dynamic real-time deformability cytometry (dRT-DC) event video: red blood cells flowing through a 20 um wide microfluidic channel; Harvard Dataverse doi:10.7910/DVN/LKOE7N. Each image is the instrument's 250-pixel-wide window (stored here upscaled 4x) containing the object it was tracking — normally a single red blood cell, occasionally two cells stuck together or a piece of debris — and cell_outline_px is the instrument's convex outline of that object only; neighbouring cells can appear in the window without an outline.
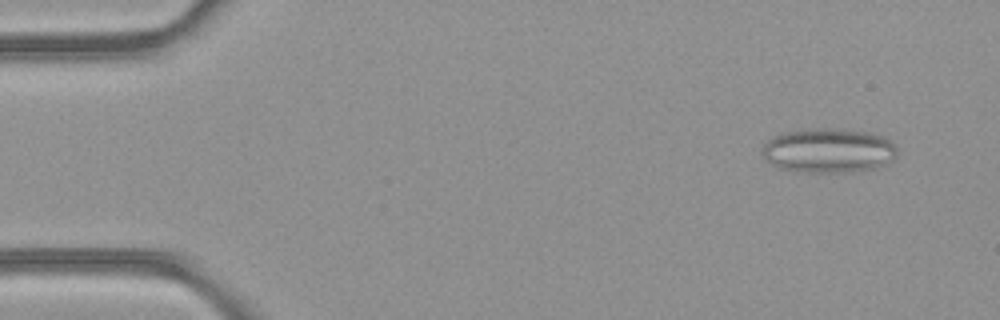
{"species": "common noctule bat (a hibernating species)", "species_latin": "Nyctalus noctula", "temperature_condition": "room temperature", "stored_images_in_passage": 46, "camera_frame_rate_fps": 3000, "um_per_image_px": 0.085, "animal": {"sex": "female", "body_mass_g": 21.9}, "frame": {"image": 1, "passage_image": 1, "time_ms": 0.0, "image_size_px": [1000, 320], "cell_outline_px": [[896, 156], [888, 164], [872, 168], [844, 172], [796, 172], [780, 168], [772, 164], [764, 156], [764, 144], [772, 136], [784, 132], [816, 128], [836, 128], [868, 132], [884, 136], [896, 148]], "centroid_in_image_um": [70.42, 12.79], "position_along_channel_um": 14.6, "area_um2": 34.85}}
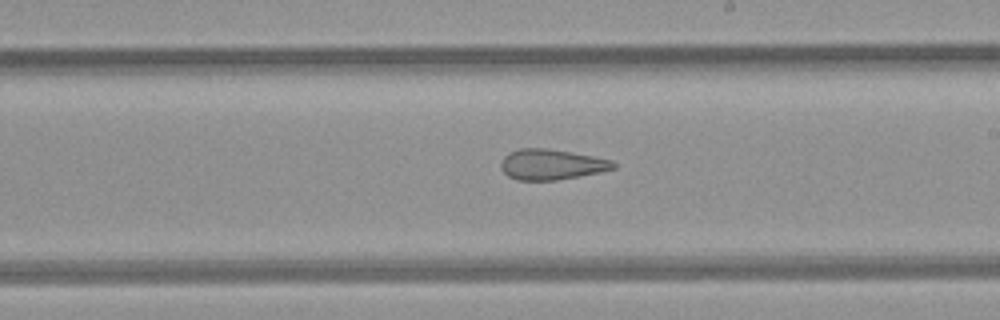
{"frame": {"image": 2, "passage_image": 25, "time_ms": 8.0, "image_size_px": [1000, 320], "cell_outline_px": [[616, 168], [600, 172], [580, 176], [556, 180], [516, 180], [508, 176], [500, 168], [500, 164], [504, 156], [508, 152], [520, 148], [548, 148], [592, 156], [612, 160], [616, 164]], "centroid_in_image_um": [46.85, 13.98], "position_along_channel_um": 242.1, "area_um2": 20.06}}
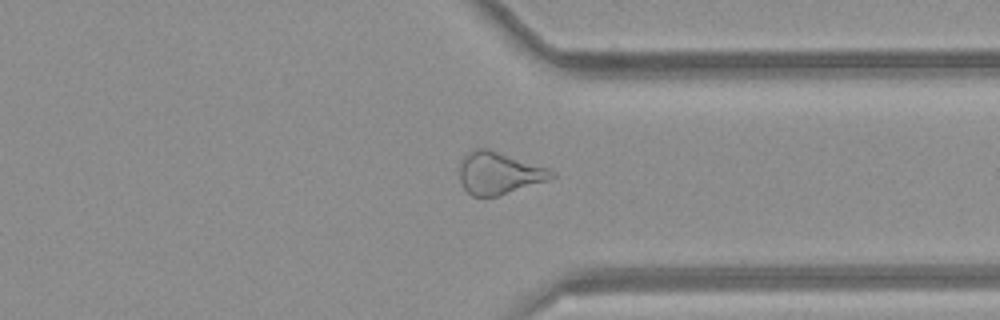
{"frame": {"image": 3, "passage_image": 34, "time_ms": 11.0, "image_size_px": [1000, 320], "cell_outline_px": [[556, 176], [548, 180], [496, 196], [472, 196], [464, 188], [460, 180], [460, 164], [464, 156], [472, 148], [488, 148], [548, 168], [556, 172]], "centroid_in_image_um": [42.4, 14.7], "position_along_channel_um": 369.0, "area_um2": 22.48}, "authors_computed_cell_mechanics": {"area_um2": 23.9003, "velocity_mm_per_s": 4.2685, "shape_relaxation_time_tau1_ms": null, "shape_relaxation_time_tau2_ms": 2.8804, "deformation_change_tau1": null, "deformation_change_tau2": 0.1267}}